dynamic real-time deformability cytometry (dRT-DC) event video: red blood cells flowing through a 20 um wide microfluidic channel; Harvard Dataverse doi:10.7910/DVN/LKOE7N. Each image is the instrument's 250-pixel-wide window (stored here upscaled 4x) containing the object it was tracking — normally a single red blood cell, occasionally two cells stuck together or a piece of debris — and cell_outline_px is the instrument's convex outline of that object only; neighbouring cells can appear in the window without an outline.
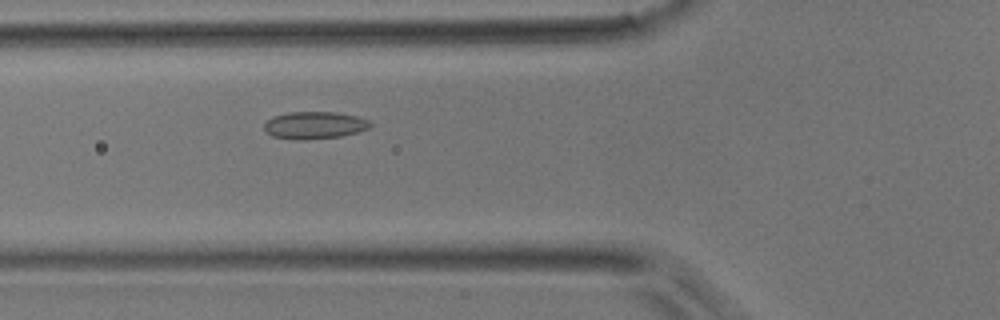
{"species": "common noctule bat (a hibernating species)", "species_latin": "Nyctalus noctula", "temperature_condition": "room temperature", "stored_images_in_passage": 45, "camera_frame_rate_fps": 3000, "um_per_image_px": 0.085, "animal": {"sex": "male", "body_mass_g": 17.9}, "frame": {"image": 1, "passage_image": 13, "time_ms": 4.0, "image_size_px": [1000, 320], "cell_outline_px": [[372, 128], [360, 132], [340, 136], [304, 140], [300, 140], [272, 136], [264, 132], [264, 124], [272, 116], [288, 112], [336, 112], [356, 116], [368, 120], [372, 124]], "centroid_in_image_um": [26.74, 10.64], "position_along_channel_um": 99.1, "area_um2": 17.05}}
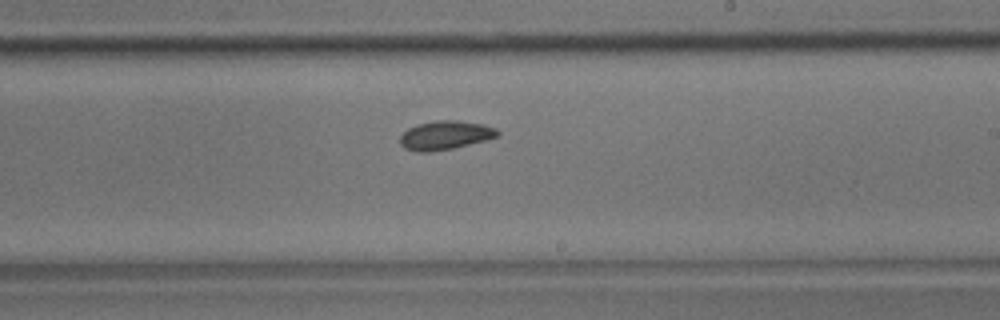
{"frame": {"image": 2, "passage_image": 24, "time_ms": 7.667, "image_size_px": [1000, 320], "cell_outline_px": [[500, 136], [452, 148], [428, 152], [416, 152], [404, 148], [400, 144], [400, 136], [408, 128], [416, 124], [436, 120], [456, 120], [484, 124], [496, 128], [500, 132]], "centroid_in_image_um": [37.83, 11.48], "position_along_channel_um": 251.2, "area_um2": 16.42}}
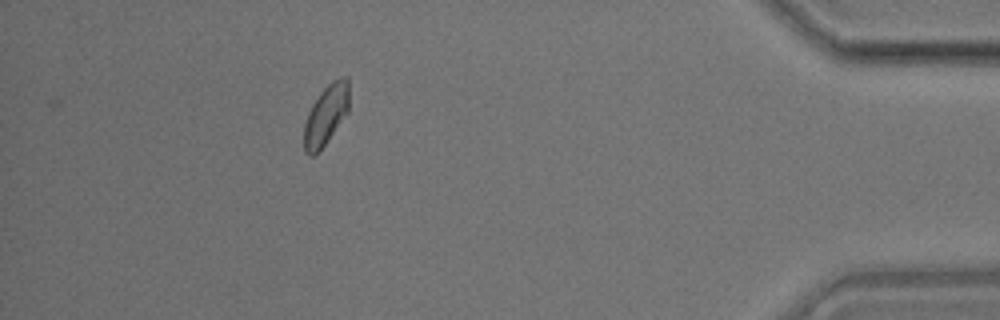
{"frame": {"image": 3, "passage_image": 39, "time_ms": 12.667, "image_size_px": [1000, 320], "cell_outline_px": [[348, 112], [324, 144], [312, 156], [308, 156], [304, 152], [304, 124], [308, 112], [312, 104], [320, 92], [332, 80], [340, 76], [348, 76]], "centroid_in_image_um": [27.69, 9.73], "position_along_channel_um": 407.5, "area_um2": 15.61}}